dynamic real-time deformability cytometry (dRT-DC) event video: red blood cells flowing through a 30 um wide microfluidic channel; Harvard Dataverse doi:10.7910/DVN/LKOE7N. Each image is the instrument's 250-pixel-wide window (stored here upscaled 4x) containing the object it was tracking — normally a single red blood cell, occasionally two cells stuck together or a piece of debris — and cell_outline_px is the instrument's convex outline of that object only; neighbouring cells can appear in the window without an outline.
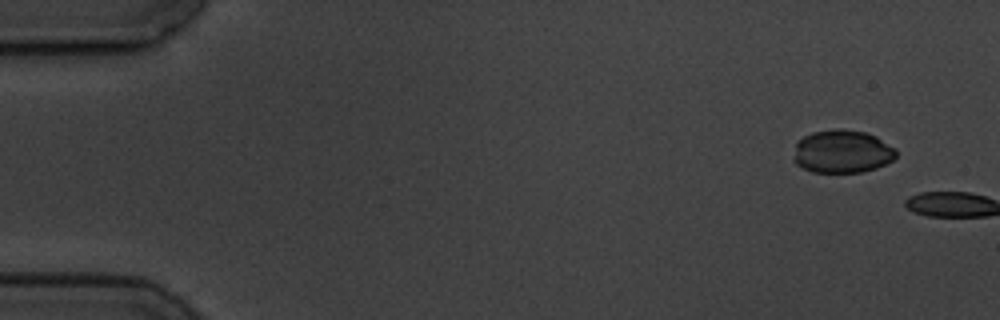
{"species": "common noctule bat (a hibernating species)", "species_latin": "Nyctalus noctula", "temperature_condition": "cold", "stored_images_in_passage": 2, "camera_frame_rate_fps": 3000, "um_per_image_px": 0.085, "animal": {"sex": "male", "body_mass_g": 19.5, "forearm_length_mm": 54.6}, "frame": {"image": 1, "passage_image": 1, "time_ms": 0.0, "image_size_px": [1000, 320], "cell_outline_px": [[896, 156], [892, 160], [876, 168], [860, 172], [812, 172], [796, 164], [792, 160], [796, 144], [804, 136], [812, 132], [836, 128], [840, 128], [864, 132], [876, 136], [896, 148]], "centroid_in_image_um": [71.58, 12.87], "position_along_channel_um": 13.4, "area_um2": 25.78}}